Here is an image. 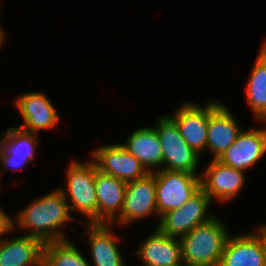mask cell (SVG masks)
I'll return each instance as SVG.
<instances>
[{"label":"cell","mask_w":266,"mask_h":266,"mask_svg":"<svg viewBox=\"0 0 266 266\" xmlns=\"http://www.w3.org/2000/svg\"><path fill=\"white\" fill-rule=\"evenodd\" d=\"M15 219L11 218L12 230L17 228V223L19 229L30 230L23 235L36 237L43 243L69 239L61 227L66 222L75 220L60 188L29 203L15 215Z\"/></svg>","instance_id":"cell-1"},{"label":"cell","mask_w":266,"mask_h":266,"mask_svg":"<svg viewBox=\"0 0 266 266\" xmlns=\"http://www.w3.org/2000/svg\"><path fill=\"white\" fill-rule=\"evenodd\" d=\"M230 234L222 220L214 217L179 238L184 266H219Z\"/></svg>","instance_id":"cell-2"},{"label":"cell","mask_w":266,"mask_h":266,"mask_svg":"<svg viewBox=\"0 0 266 266\" xmlns=\"http://www.w3.org/2000/svg\"><path fill=\"white\" fill-rule=\"evenodd\" d=\"M96 169L97 166L93 160L86 164L72 160L66 172L65 186L67 189H60L68 203L70 213L78 210L79 213L86 216L87 223L92 224H98V204L95 190Z\"/></svg>","instance_id":"cell-3"},{"label":"cell","mask_w":266,"mask_h":266,"mask_svg":"<svg viewBox=\"0 0 266 266\" xmlns=\"http://www.w3.org/2000/svg\"><path fill=\"white\" fill-rule=\"evenodd\" d=\"M154 127L162 147V169L197 174L200 155L184 141L176 123L169 116H161Z\"/></svg>","instance_id":"cell-4"},{"label":"cell","mask_w":266,"mask_h":266,"mask_svg":"<svg viewBox=\"0 0 266 266\" xmlns=\"http://www.w3.org/2000/svg\"><path fill=\"white\" fill-rule=\"evenodd\" d=\"M155 176L158 215L180 208L200 188V174L160 169Z\"/></svg>","instance_id":"cell-5"},{"label":"cell","mask_w":266,"mask_h":266,"mask_svg":"<svg viewBox=\"0 0 266 266\" xmlns=\"http://www.w3.org/2000/svg\"><path fill=\"white\" fill-rule=\"evenodd\" d=\"M211 202V198L200 188L180 208L161 215L156 227L170 237L180 238L216 217L211 213L207 214Z\"/></svg>","instance_id":"cell-6"},{"label":"cell","mask_w":266,"mask_h":266,"mask_svg":"<svg viewBox=\"0 0 266 266\" xmlns=\"http://www.w3.org/2000/svg\"><path fill=\"white\" fill-rule=\"evenodd\" d=\"M157 215L155 176L148 173L144 178L127 182L120 217L115 225H127L144 217Z\"/></svg>","instance_id":"cell-7"},{"label":"cell","mask_w":266,"mask_h":266,"mask_svg":"<svg viewBox=\"0 0 266 266\" xmlns=\"http://www.w3.org/2000/svg\"><path fill=\"white\" fill-rule=\"evenodd\" d=\"M91 156L99 171L125 182L144 178L149 173L138 159L118 143L98 147Z\"/></svg>","instance_id":"cell-8"},{"label":"cell","mask_w":266,"mask_h":266,"mask_svg":"<svg viewBox=\"0 0 266 266\" xmlns=\"http://www.w3.org/2000/svg\"><path fill=\"white\" fill-rule=\"evenodd\" d=\"M266 153V128L241 130L235 142L217 159L220 163L246 172Z\"/></svg>","instance_id":"cell-9"},{"label":"cell","mask_w":266,"mask_h":266,"mask_svg":"<svg viewBox=\"0 0 266 266\" xmlns=\"http://www.w3.org/2000/svg\"><path fill=\"white\" fill-rule=\"evenodd\" d=\"M245 174L242 170L211 160L206 171L200 175V186L212 201L217 199L221 203L229 202L243 189Z\"/></svg>","instance_id":"cell-10"},{"label":"cell","mask_w":266,"mask_h":266,"mask_svg":"<svg viewBox=\"0 0 266 266\" xmlns=\"http://www.w3.org/2000/svg\"><path fill=\"white\" fill-rule=\"evenodd\" d=\"M241 130L228 107L216 100L209 101L206 150L212 154V160H217L235 142Z\"/></svg>","instance_id":"cell-11"},{"label":"cell","mask_w":266,"mask_h":266,"mask_svg":"<svg viewBox=\"0 0 266 266\" xmlns=\"http://www.w3.org/2000/svg\"><path fill=\"white\" fill-rule=\"evenodd\" d=\"M177 125L184 141L199 155L206 150L209 101L205 105L185 102L169 116Z\"/></svg>","instance_id":"cell-12"},{"label":"cell","mask_w":266,"mask_h":266,"mask_svg":"<svg viewBox=\"0 0 266 266\" xmlns=\"http://www.w3.org/2000/svg\"><path fill=\"white\" fill-rule=\"evenodd\" d=\"M15 104L24 122L17 127L26 132L37 134L40 130L53 129L59 121L60 115L44 93L21 94Z\"/></svg>","instance_id":"cell-13"},{"label":"cell","mask_w":266,"mask_h":266,"mask_svg":"<svg viewBox=\"0 0 266 266\" xmlns=\"http://www.w3.org/2000/svg\"><path fill=\"white\" fill-rule=\"evenodd\" d=\"M0 138H2L0 141L2 175L9 167L17 170L27 167L28 164L34 161L35 146L39 143L37 135L26 132L19 127H10Z\"/></svg>","instance_id":"cell-14"},{"label":"cell","mask_w":266,"mask_h":266,"mask_svg":"<svg viewBox=\"0 0 266 266\" xmlns=\"http://www.w3.org/2000/svg\"><path fill=\"white\" fill-rule=\"evenodd\" d=\"M135 255L143 266H182V252L179 238L162 233L157 227L141 242Z\"/></svg>","instance_id":"cell-15"},{"label":"cell","mask_w":266,"mask_h":266,"mask_svg":"<svg viewBox=\"0 0 266 266\" xmlns=\"http://www.w3.org/2000/svg\"><path fill=\"white\" fill-rule=\"evenodd\" d=\"M219 266H266V252L256 231L229 236Z\"/></svg>","instance_id":"cell-16"},{"label":"cell","mask_w":266,"mask_h":266,"mask_svg":"<svg viewBox=\"0 0 266 266\" xmlns=\"http://www.w3.org/2000/svg\"><path fill=\"white\" fill-rule=\"evenodd\" d=\"M127 182L96 169L95 190L98 204V224H112L120 217Z\"/></svg>","instance_id":"cell-17"},{"label":"cell","mask_w":266,"mask_h":266,"mask_svg":"<svg viewBox=\"0 0 266 266\" xmlns=\"http://www.w3.org/2000/svg\"><path fill=\"white\" fill-rule=\"evenodd\" d=\"M87 237L91 248L92 266H126L118 242L120 238L114 235L111 224L87 225Z\"/></svg>","instance_id":"cell-18"},{"label":"cell","mask_w":266,"mask_h":266,"mask_svg":"<svg viewBox=\"0 0 266 266\" xmlns=\"http://www.w3.org/2000/svg\"><path fill=\"white\" fill-rule=\"evenodd\" d=\"M0 237V266H42L44 243L32 236Z\"/></svg>","instance_id":"cell-19"},{"label":"cell","mask_w":266,"mask_h":266,"mask_svg":"<svg viewBox=\"0 0 266 266\" xmlns=\"http://www.w3.org/2000/svg\"><path fill=\"white\" fill-rule=\"evenodd\" d=\"M121 145L138 159L149 173L157 171V168L162 169V147L154 127L147 126L135 130Z\"/></svg>","instance_id":"cell-20"},{"label":"cell","mask_w":266,"mask_h":266,"mask_svg":"<svg viewBox=\"0 0 266 266\" xmlns=\"http://www.w3.org/2000/svg\"><path fill=\"white\" fill-rule=\"evenodd\" d=\"M259 50L245 93L247 104L260 122L266 116V42Z\"/></svg>","instance_id":"cell-21"},{"label":"cell","mask_w":266,"mask_h":266,"mask_svg":"<svg viewBox=\"0 0 266 266\" xmlns=\"http://www.w3.org/2000/svg\"><path fill=\"white\" fill-rule=\"evenodd\" d=\"M42 266H91L70 240L44 243Z\"/></svg>","instance_id":"cell-22"},{"label":"cell","mask_w":266,"mask_h":266,"mask_svg":"<svg viewBox=\"0 0 266 266\" xmlns=\"http://www.w3.org/2000/svg\"><path fill=\"white\" fill-rule=\"evenodd\" d=\"M11 228V217L10 215L4 211V209L0 208V237L5 234L12 232Z\"/></svg>","instance_id":"cell-23"},{"label":"cell","mask_w":266,"mask_h":266,"mask_svg":"<svg viewBox=\"0 0 266 266\" xmlns=\"http://www.w3.org/2000/svg\"><path fill=\"white\" fill-rule=\"evenodd\" d=\"M256 232L258 233V235L262 239V241L264 243V247H265V252H266V224L259 227Z\"/></svg>","instance_id":"cell-24"},{"label":"cell","mask_w":266,"mask_h":266,"mask_svg":"<svg viewBox=\"0 0 266 266\" xmlns=\"http://www.w3.org/2000/svg\"><path fill=\"white\" fill-rule=\"evenodd\" d=\"M6 38V34L4 33L3 29H0V51H1V46L3 45L4 41Z\"/></svg>","instance_id":"cell-25"},{"label":"cell","mask_w":266,"mask_h":266,"mask_svg":"<svg viewBox=\"0 0 266 266\" xmlns=\"http://www.w3.org/2000/svg\"><path fill=\"white\" fill-rule=\"evenodd\" d=\"M260 122H266V116Z\"/></svg>","instance_id":"cell-26"}]
</instances>
